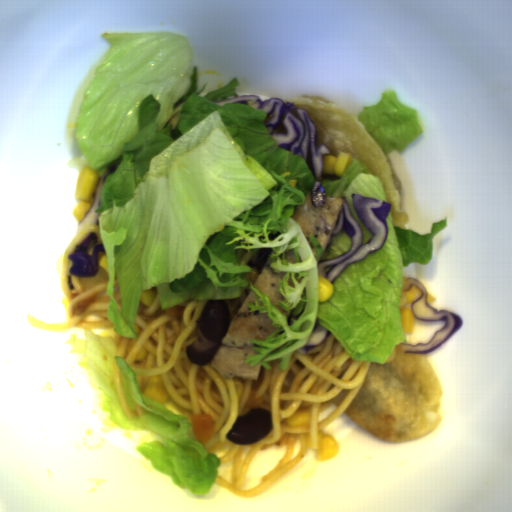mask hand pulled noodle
Returning a JSON list of instances; mask_svg holds the SVG:
<instances>
[{"instance_id": "hand-pulled-noodle-2", "label": "hand pulled noodle", "mask_w": 512, "mask_h": 512, "mask_svg": "<svg viewBox=\"0 0 512 512\" xmlns=\"http://www.w3.org/2000/svg\"><path fill=\"white\" fill-rule=\"evenodd\" d=\"M111 367H112L113 376H114V380H115V391H116L117 399H118V402H119L125 416L130 420L135 419L138 416H141L142 414L145 413V408L143 406H138L133 399H132V402H133L134 410H132L131 407L129 406L127 399H126L125 392H124L123 384L121 381V372H120L118 366L116 365L114 359L111 360Z\"/></svg>"}, {"instance_id": "hand-pulled-noodle-1", "label": "hand pulled noodle", "mask_w": 512, "mask_h": 512, "mask_svg": "<svg viewBox=\"0 0 512 512\" xmlns=\"http://www.w3.org/2000/svg\"><path fill=\"white\" fill-rule=\"evenodd\" d=\"M92 233L103 245L99 224L84 223L59 258V285L69 319L46 325L29 318L33 327L58 332L81 327L100 337H112L118 356L132 369L143 396L149 381L161 374L169 396L161 406L188 420L191 427L186 428V435L196 442L199 441L191 415H212L214 433L201 445L218 457L220 464H233L230 481L216 475L214 482L237 497L259 495L295 469L307 452L318 449L319 431L323 432L345 414L373 361L354 360L332 333L306 354L298 352L300 348L293 351L288 370H282L281 358H277L267 362L271 369L263 366L258 378L221 375L210 364L193 363L186 354L189 338L197 329L208 299L186 300L162 309L158 285L151 288L156 297L150 307L139 301L135 316L137 338L122 336L108 319L109 272L98 265L94 277L71 276L74 289L69 287L68 276L73 266L69 255ZM299 406L309 407L311 426L288 427L286 418ZM251 408L271 411L272 431L267 437L243 446L227 440L226 434L236 417ZM271 446L285 447L286 456L256 487L244 491L242 482L252 460Z\"/></svg>"}]
</instances>
